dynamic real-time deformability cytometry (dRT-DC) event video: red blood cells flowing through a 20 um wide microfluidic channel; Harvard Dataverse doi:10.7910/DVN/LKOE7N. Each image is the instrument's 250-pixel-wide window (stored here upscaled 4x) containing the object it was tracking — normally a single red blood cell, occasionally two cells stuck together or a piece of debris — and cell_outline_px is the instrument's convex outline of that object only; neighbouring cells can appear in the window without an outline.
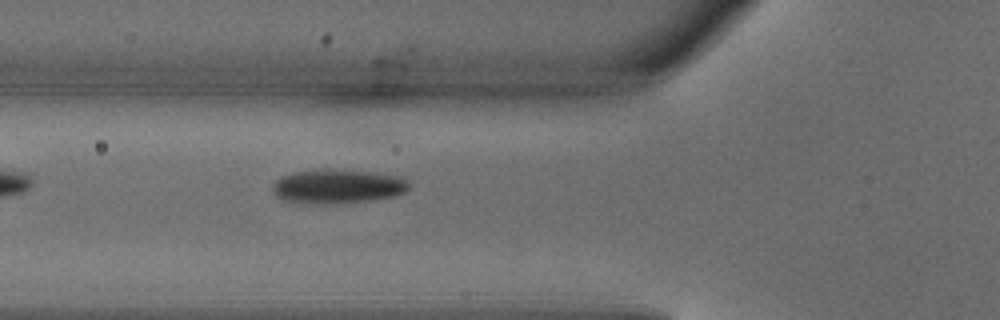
{"species": "common noctule bat (a hibernating species)", "species_latin": "Nyctalus noctula", "temperature_condition": "warm", "stored_images_in_passage": 5, "camera_frame_rate_fps": 3000, "um_per_image_px": 0.085, "animal": {"sex": "male", "body_mass_g": 18.8}, "frame": {"image": 1, "passage_image": 5, "time_ms": 1.333, "image_size_px": [1000, 320], "cell_outline_px": [[408, 188], [404, 192], [396, 196], [372, 200], [324, 204], [284, 200], [276, 196], [272, 188], [272, 184], [280, 176], [296, 172], [328, 168], [368, 172], [400, 176], [408, 180]], "centroid_in_image_um": [28.7, 15.83], "position_along_channel_um": 97.1, "area_um2": 26.99}}